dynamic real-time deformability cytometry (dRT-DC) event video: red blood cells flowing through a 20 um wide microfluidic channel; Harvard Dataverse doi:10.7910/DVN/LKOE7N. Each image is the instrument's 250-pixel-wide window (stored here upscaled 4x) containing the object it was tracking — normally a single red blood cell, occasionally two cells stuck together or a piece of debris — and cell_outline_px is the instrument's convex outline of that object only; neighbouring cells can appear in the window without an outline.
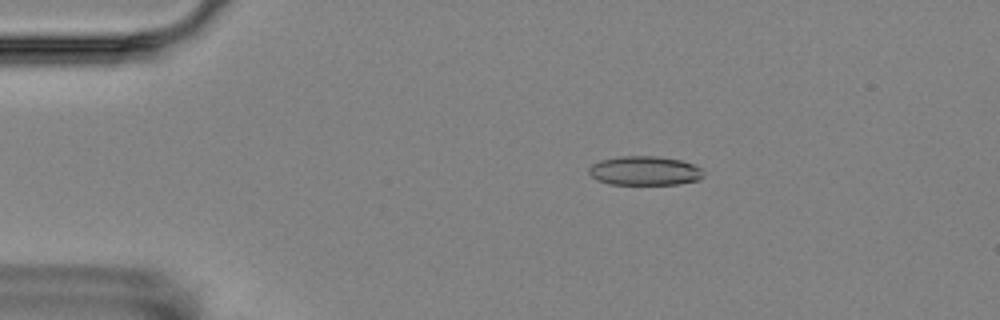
{"species": "Egyptian fruit bat (a non-hibernating species)", "species_latin": "Rousettus aegyptiacus", "temperature_condition": "room temperature", "stored_images_in_passage": 16, "camera_frame_rate_fps": 3000, "um_per_image_px": 0.085, "animal": {"sex": "female"}, "frame": {"image": 1, "passage_image": 3, "time_ms": 2.333, "image_size_px": [1000, 320], "cell_outline_px": [[704, 176], [696, 180], [676, 184], [608, 184], [596, 180], [588, 172], [588, 168], [592, 164], [600, 160], [620, 156], [656, 156], [680, 160], [692, 164], [700, 168], [704, 172]], "centroid_in_image_um": [54.76, 14.51], "position_along_channel_um": 30.2, "area_um2": 19.42}}
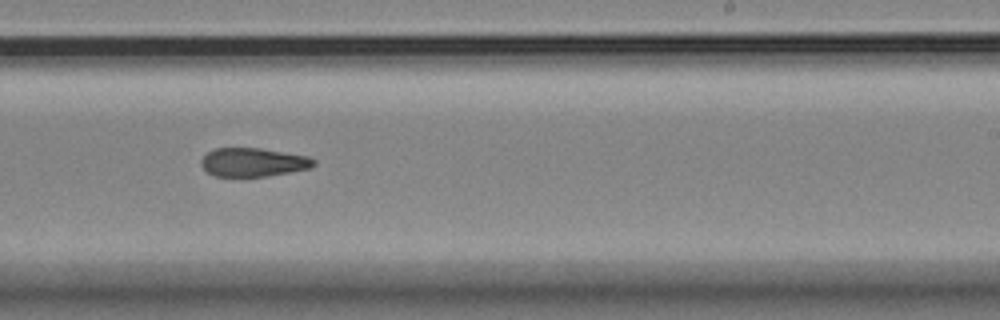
{"frame": {"image": 2, "passage_image": 10, "time_ms": 10.333, "image_size_px": [1000, 320], "cell_outline_px": [[316, 164], [312, 168], [264, 176], [216, 176], [208, 172], [200, 164], [200, 160], [208, 152], [216, 148], [260, 148], [308, 156], [316, 160]], "centroid_in_image_um": [21.54, 13.78], "position_along_channel_um": 267.5, "area_um2": 18.67}}
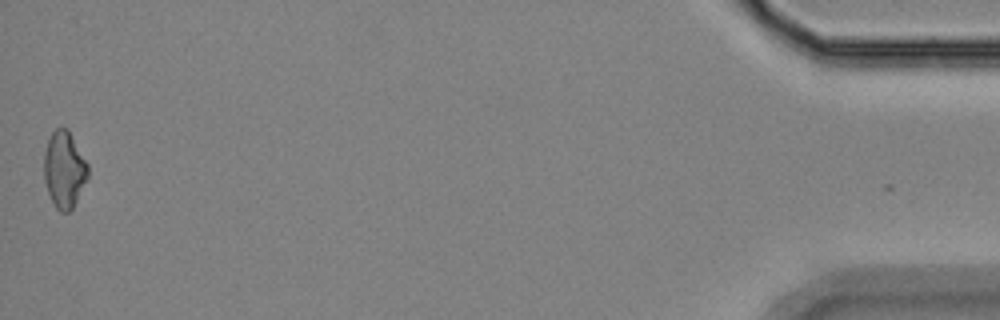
{"frame": {"image": 3, "passage_image": 16, "time_ms": 17.333, "image_size_px": [1000, 320], "cell_outline_px": [[88, 176], [72, 208], [68, 212], [60, 212], [56, 208], [48, 192], [44, 180], [44, 152], [48, 140], [52, 132], [56, 128], [68, 128], [88, 164]], "centroid_in_image_um": [5.45, 14.39], "position_along_channel_um": 429.7, "area_um2": 19.42}, "authors_computed_cell_mechanics": {"area_um2": 19.2474, "velocity_mm_per_s": 3.6114, "shape_relaxation_time_tau1_ms": null, "shape_relaxation_time_tau2_ms": 3.2937, "deformation_change_tau1": null, "deformation_change_tau2": 0.098}}